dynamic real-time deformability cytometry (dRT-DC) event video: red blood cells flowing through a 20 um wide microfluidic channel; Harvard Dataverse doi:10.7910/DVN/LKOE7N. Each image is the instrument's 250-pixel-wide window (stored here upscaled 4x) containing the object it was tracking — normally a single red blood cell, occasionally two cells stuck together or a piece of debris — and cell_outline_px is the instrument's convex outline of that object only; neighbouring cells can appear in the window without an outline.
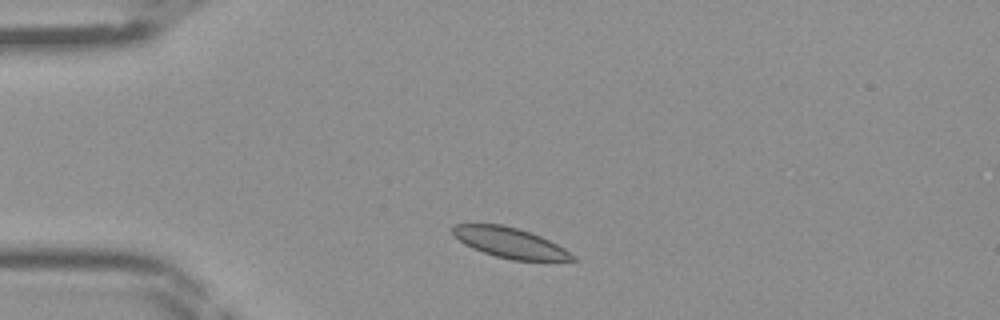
{"species": "Egyptian fruit bat (a non-hibernating species)", "species_latin": "Rousettus aegyptiacus", "temperature_condition": "room temperature", "stored_images_in_passage": 38, "camera_frame_rate_fps": 3000, "um_per_image_px": 0.085, "frame": {"image": 1, "passage_image": 3, "time_ms": 0.667, "image_size_px": [1000, 320], "cell_outline_px": [[580, 260], [512, 260], [496, 256], [472, 248], [464, 244], [452, 232], [452, 224], [500, 224], [532, 232], [564, 248], [576, 256]], "centroid_in_image_um": [43.35, 20.63], "position_along_channel_um": 41.6, "area_um2": 20.92}}
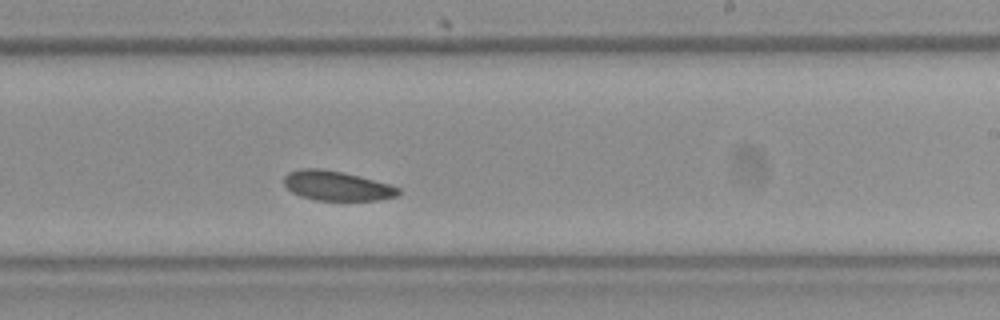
{"frame": {"image": 2, "passage_image": 20, "time_ms": 6.333, "image_size_px": [1000, 320], "cell_outline_px": [[400, 192], [396, 196], [380, 200], [316, 200], [300, 196], [292, 192], [284, 184], [284, 176], [288, 172], [300, 168], [320, 168], [344, 172], [360, 176], [388, 184], [400, 188]], "centroid_in_image_um": [28.6, 15.78], "position_along_channel_um": 260.4, "area_um2": 19.77}}
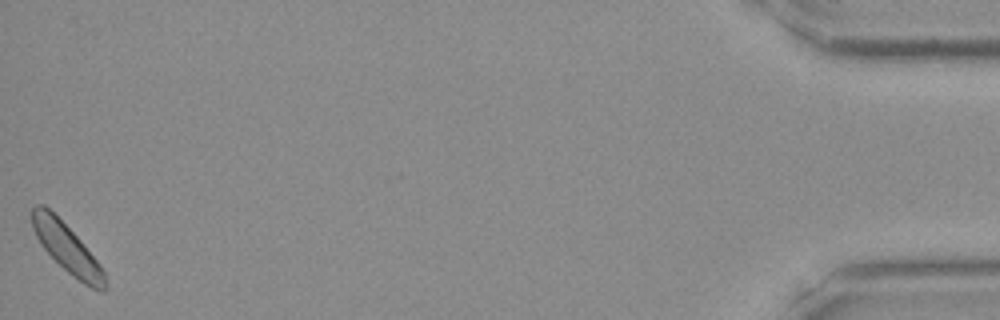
{"frame": {"image": 3, "passage_image": 38, "time_ms": 12.333, "image_size_px": [1000, 320], "cell_outline_px": [[108, 288], [104, 292], [100, 292], [84, 284], [72, 276], [40, 244], [32, 228], [28, 212], [36, 204], [44, 204], [80, 240], [100, 264], [104, 272], [108, 284]], "centroid_in_image_um": [5.68, 21.1], "position_along_channel_um": 429.5, "area_um2": 20.75}}